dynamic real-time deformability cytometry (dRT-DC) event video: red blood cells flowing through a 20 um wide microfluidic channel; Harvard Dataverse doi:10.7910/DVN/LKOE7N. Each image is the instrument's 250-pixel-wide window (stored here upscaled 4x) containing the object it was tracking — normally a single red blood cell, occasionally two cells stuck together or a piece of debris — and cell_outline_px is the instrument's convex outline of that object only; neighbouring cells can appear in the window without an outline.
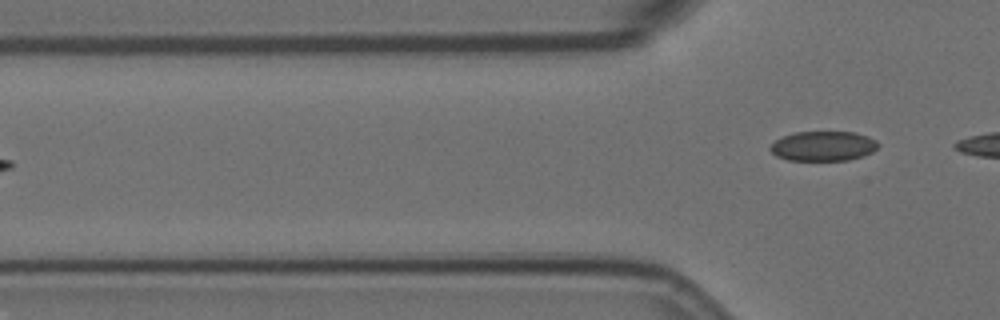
{"species": "Egyptian fruit bat (a non-hibernating species)", "species_latin": "Rousettus aegyptiacus", "temperature_condition": "room temperature", "stored_images_in_passage": 3, "segment_of_instrument_passage": [2, 2], "camera_frame_rate_fps": 3000, "um_per_image_px": 0.085, "animal": {"sex": "female"}, "frame": {"image": 1, "passage_image": 3, "time_ms": 0.667, "image_size_px": [1000, 320], "cell_outline_px": [[880, 144], [872, 152], [864, 156], [848, 160], [788, 160], [776, 156], [768, 148], [776, 140], [792, 132], [856, 132], [868, 136], [876, 140]], "centroid_in_image_um": [69.99, 12.41], "position_along_channel_um": 55.8, "area_um2": 18.79}}